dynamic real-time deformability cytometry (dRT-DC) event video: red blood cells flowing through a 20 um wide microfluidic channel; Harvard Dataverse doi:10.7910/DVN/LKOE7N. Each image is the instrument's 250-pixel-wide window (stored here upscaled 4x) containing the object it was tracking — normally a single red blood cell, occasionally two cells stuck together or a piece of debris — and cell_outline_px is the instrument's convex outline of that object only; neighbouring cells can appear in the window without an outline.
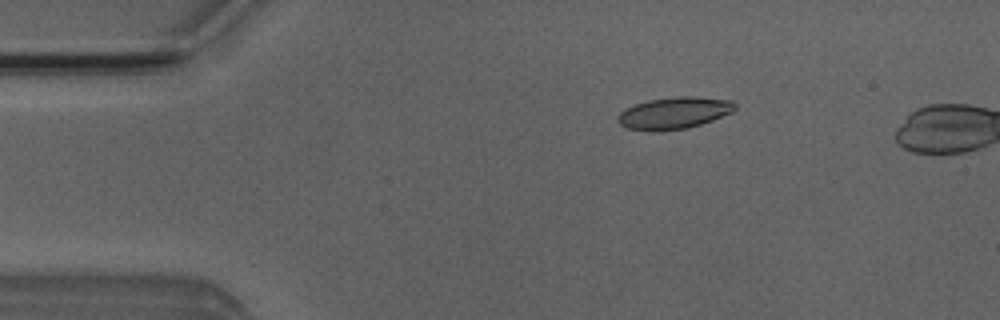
{"species": "Egyptian fruit bat (a non-hibernating species)", "species_latin": "Rousettus aegyptiacus", "temperature_condition": "room temperature", "stored_images_in_passage": 5, "camera_frame_rate_fps": 3000, "um_per_image_px": 0.085, "animal": {"sex": "male"}, "frame": {"image": 1, "passage_image": 3, "time_ms": 2.333, "image_size_px": [1000, 320], "cell_outline_px": [[736, 108], [732, 112], [712, 120], [688, 128], [628, 128], [620, 124], [616, 120], [616, 116], [624, 108], [648, 100], [676, 96], [696, 96], [732, 100], [736, 104]], "centroid_in_image_um": [57.34, 9.54], "position_along_channel_um": 27.7, "area_um2": 21.1}}